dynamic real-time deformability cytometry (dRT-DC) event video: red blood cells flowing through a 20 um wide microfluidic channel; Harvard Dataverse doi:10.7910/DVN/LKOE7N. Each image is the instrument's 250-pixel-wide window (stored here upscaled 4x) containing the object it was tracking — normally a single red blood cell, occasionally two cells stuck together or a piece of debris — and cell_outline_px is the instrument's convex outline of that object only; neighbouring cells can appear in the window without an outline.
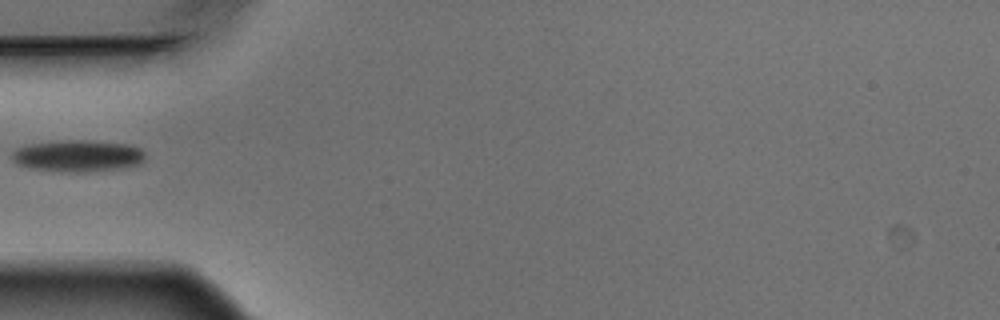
{"species": "Egyptian fruit bat (a non-hibernating species)", "species_latin": "Rousettus aegyptiacus", "temperature_condition": "warm", "stored_images_in_passage": 2, "camera_frame_rate_fps": 3000, "um_per_image_px": 0.085, "animal": {"sex": "male"}, "frame": {"image": 1, "passage_image": 2, "time_ms": 0.333, "image_size_px": [1000, 320], "cell_outline_px": [[144, 160], [136, 164], [116, 168], [84, 172], [60, 172], [32, 168], [16, 164], [12, 160], [12, 152], [16, 148], [32, 144], [72, 140], [84, 140], [128, 144], [140, 148], [144, 152]], "centroid_in_image_um": [6.58, 13.25], "position_along_channel_um": 78.4, "area_um2": 24.22}}